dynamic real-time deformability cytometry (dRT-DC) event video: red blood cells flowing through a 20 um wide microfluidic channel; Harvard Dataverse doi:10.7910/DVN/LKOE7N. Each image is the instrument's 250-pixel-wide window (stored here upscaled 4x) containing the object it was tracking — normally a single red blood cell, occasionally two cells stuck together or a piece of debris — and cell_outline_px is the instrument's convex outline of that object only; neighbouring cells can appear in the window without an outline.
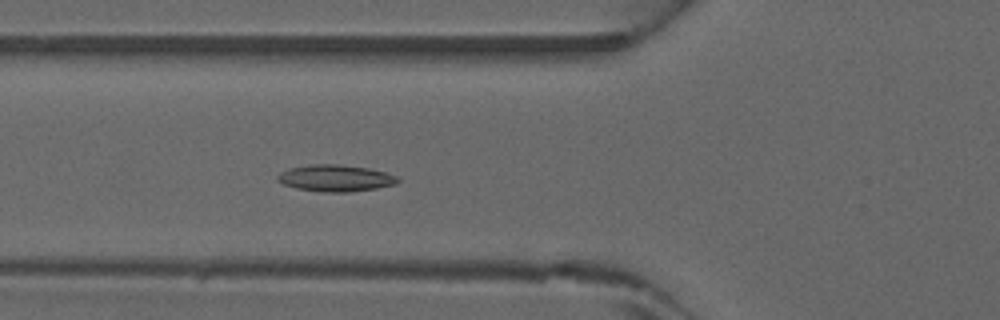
{"species": "common noctule bat (a hibernating species)", "species_latin": "Nyctalus noctula", "temperature_condition": "warm", "stored_images_in_passage": 44, "camera_frame_rate_fps": 3000, "um_per_image_px": 0.085, "animal": {"sex": "male", "forearm_length_mm": 52.5}, "frame": {"image": 1, "passage_image": 15, "time_ms": 4.667, "image_size_px": [1000, 320], "cell_outline_px": [[400, 180], [396, 184], [376, 188], [348, 192], [324, 192], [296, 188], [284, 184], [276, 180], [276, 176], [280, 172], [288, 168], [312, 164], [336, 164], [368, 168], [384, 172], [396, 176]], "centroid_in_image_um": [28.48, 15.14], "position_along_channel_um": 97.3, "area_um2": 18.61}}
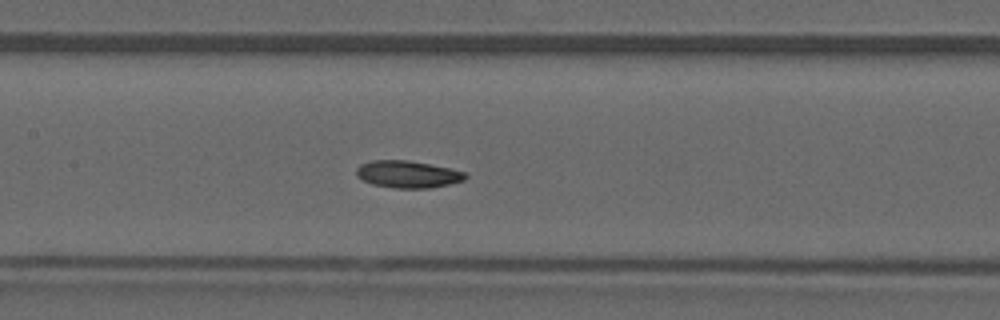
{"frame": {"image": 2, "passage_image": 20, "time_ms": 6.333, "image_size_px": [1000, 320], "cell_outline_px": [[468, 176], [464, 180], [432, 188], [396, 188], [372, 184], [356, 176], [356, 168], [360, 164], [372, 160], [408, 160], [448, 168], [464, 172]], "centroid_in_image_um": [34.63, 14.81], "position_along_channel_um": 172.8, "area_um2": 17.11}}
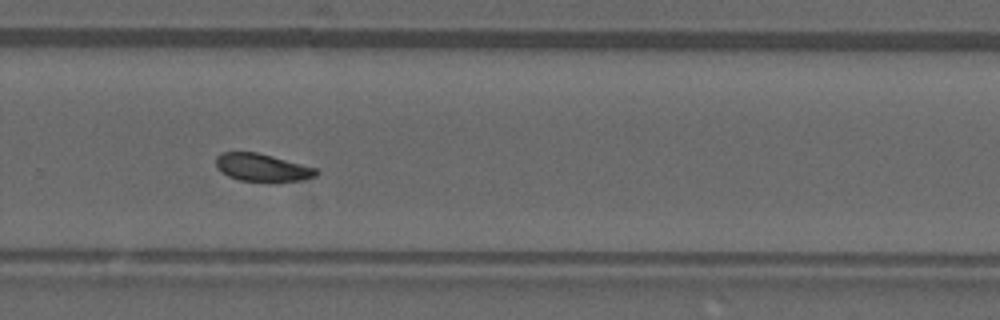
{"frame": {"image": 3, "passage_image": 29, "time_ms": 9.333, "image_size_px": [1000, 320], "cell_outline_px": [[320, 172], [316, 176], [304, 180], [276, 184], [272, 184], [240, 180], [228, 176], [220, 172], [216, 168], [216, 156], [224, 152], [256, 152], [272, 156], [316, 168]], "centroid_in_image_um": [22.31, 14.29], "position_along_channel_um": 307.5, "area_um2": 16.82}}